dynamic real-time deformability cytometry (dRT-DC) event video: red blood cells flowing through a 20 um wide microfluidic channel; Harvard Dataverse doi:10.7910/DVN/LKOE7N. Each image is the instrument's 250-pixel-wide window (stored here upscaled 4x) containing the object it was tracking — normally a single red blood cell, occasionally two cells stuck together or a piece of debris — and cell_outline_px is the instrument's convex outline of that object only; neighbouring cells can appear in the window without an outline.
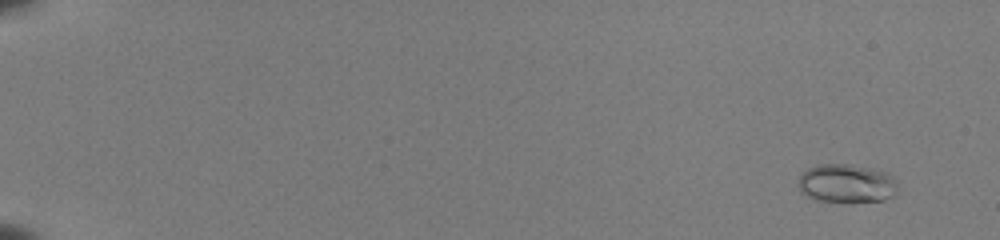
{"species": "common noctule bat (a hibernating species)", "species_latin": "Nyctalus noctula", "temperature_condition": "room temperature", "stored_images_in_passage": 52, "camera_frame_rate_fps": 3000, "um_per_image_px": 0.085, "animal": {"sex": "female", "body_mass_g": 22.0, "forearm_length_mm": 56.7}, "frame": {"image": 1, "passage_image": 1, "time_ms": 0.0, "image_size_px": [1000, 240], "cell_outline_px": [[896, 196], [884, 200], [816, 200], [800, 192], [796, 184], [800, 176], [808, 168], [820, 164], [848, 164], [888, 172], [896, 180]], "centroid_in_image_um": [71.95, 15.57], "position_along_channel_um": 13.1, "area_um2": 22.08}}
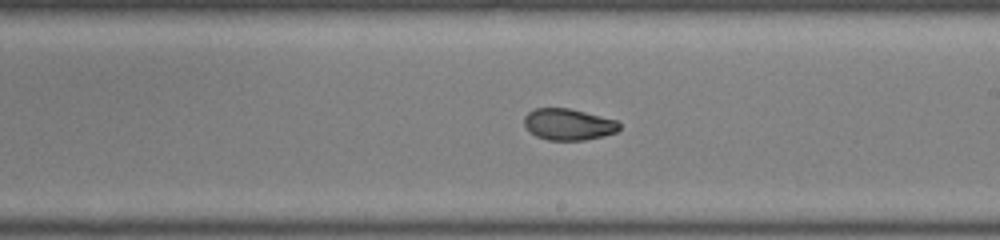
{"frame": {"image": 2, "passage_image": 32, "time_ms": 10.333, "image_size_px": [1000, 240], "cell_outline_px": [[620, 128], [616, 132], [604, 136], [584, 140], [548, 140], [536, 136], [524, 124], [524, 116], [528, 112], [536, 108], [568, 108], [616, 120], [620, 124]], "centroid_in_image_um": [48.32, 10.57], "position_along_channel_um": 240.7, "area_um2": 17.28}}
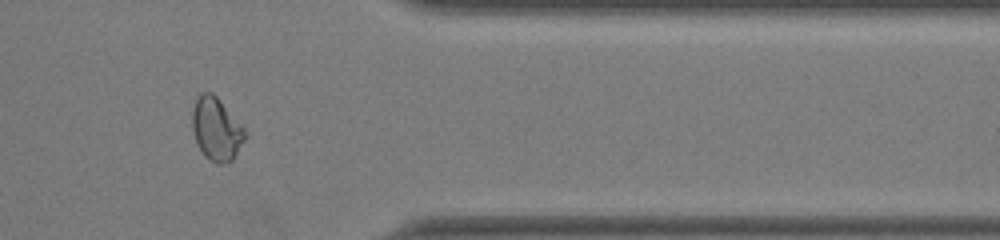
{"frame": {"image": 3, "passage_image": 44, "time_ms": 14.333, "image_size_px": [1000, 240], "cell_outline_px": [[248, 132], [244, 140], [232, 160], [224, 164], [216, 164], [204, 156], [196, 140], [192, 128], [192, 108], [196, 96], [200, 92], [212, 92], [216, 96]], "centroid_in_image_um": [18.38, 10.96], "position_along_channel_um": 393.0, "area_um2": 19.36}}